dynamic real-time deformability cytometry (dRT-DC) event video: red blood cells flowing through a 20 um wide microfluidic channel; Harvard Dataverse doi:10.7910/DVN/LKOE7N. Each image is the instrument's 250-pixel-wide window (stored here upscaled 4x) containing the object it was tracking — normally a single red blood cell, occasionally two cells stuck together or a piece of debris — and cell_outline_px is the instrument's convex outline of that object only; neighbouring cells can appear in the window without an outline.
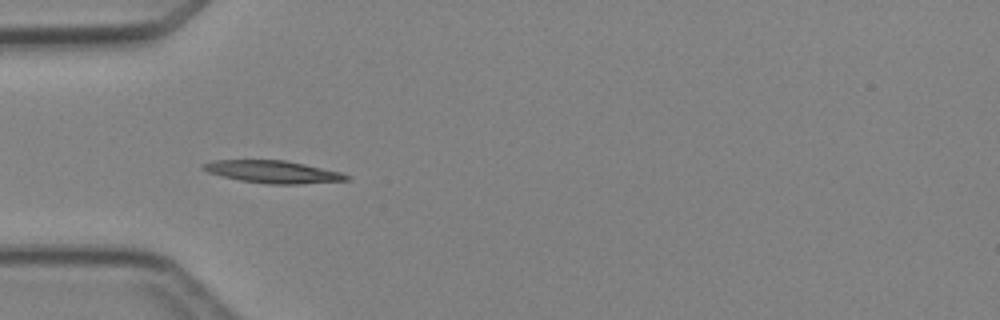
{"species": "Egyptian fruit bat (a non-hibernating species)", "species_latin": "Rousettus aegyptiacus", "temperature_condition": "cold", "stored_images_in_passage": 4, "camera_frame_rate_fps": 3000, "um_per_image_px": 0.085, "animal": {"sex": "female"}, "frame": {"image": 1, "passage_image": 4, "time_ms": 3.667, "image_size_px": [1000, 320], "cell_outline_px": [[352, 176], [348, 180], [300, 184], [268, 184], [240, 180], [208, 172], [200, 168], [200, 164], [212, 160], [284, 160], [304, 164], [340, 172]], "centroid_in_image_um": [23.18, 14.6], "position_along_channel_um": 61.8, "area_um2": 18.67}}